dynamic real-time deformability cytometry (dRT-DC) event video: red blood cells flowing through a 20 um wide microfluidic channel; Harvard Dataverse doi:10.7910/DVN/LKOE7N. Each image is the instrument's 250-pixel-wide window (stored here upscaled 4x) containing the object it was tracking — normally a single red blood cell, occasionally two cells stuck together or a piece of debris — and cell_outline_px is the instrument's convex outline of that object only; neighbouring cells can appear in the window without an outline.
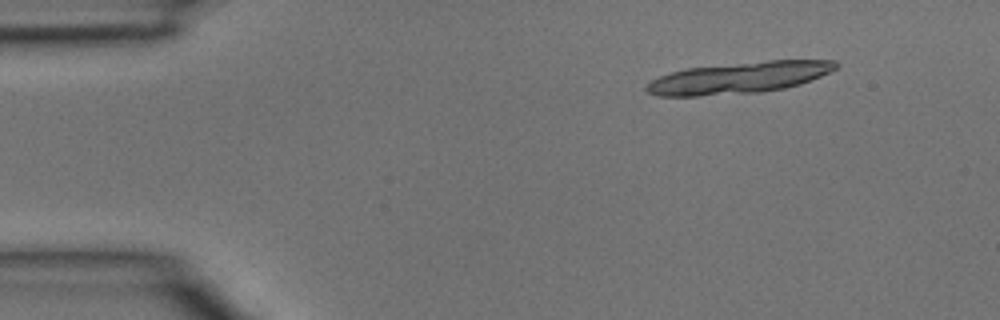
{"species": "common noctule bat (a hibernating species)", "species_latin": "Nyctalus noctula", "temperature_condition": "room temperature", "stored_images_in_passage": 5, "camera_frame_rate_fps": 3000, "um_per_image_px": 0.085, "animal": {"sex": "male", "body_mass_g": 15.6}, "frame": {"image": 1, "passage_image": 1, "time_ms": 0.0, "image_size_px": [1000, 320], "cell_outline_px": [[840, 64], [836, 68], [820, 76], [800, 84], [784, 88], [760, 92], [696, 96], [660, 96], [648, 92], [644, 88], [652, 80], [660, 76], [672, 72], [688, 68], [768, 60], [836, 60]], "centroid_in_image_um": [62.84, 6.6], "position_along_channel_um": 22.2, "area_um2": 34.39}}